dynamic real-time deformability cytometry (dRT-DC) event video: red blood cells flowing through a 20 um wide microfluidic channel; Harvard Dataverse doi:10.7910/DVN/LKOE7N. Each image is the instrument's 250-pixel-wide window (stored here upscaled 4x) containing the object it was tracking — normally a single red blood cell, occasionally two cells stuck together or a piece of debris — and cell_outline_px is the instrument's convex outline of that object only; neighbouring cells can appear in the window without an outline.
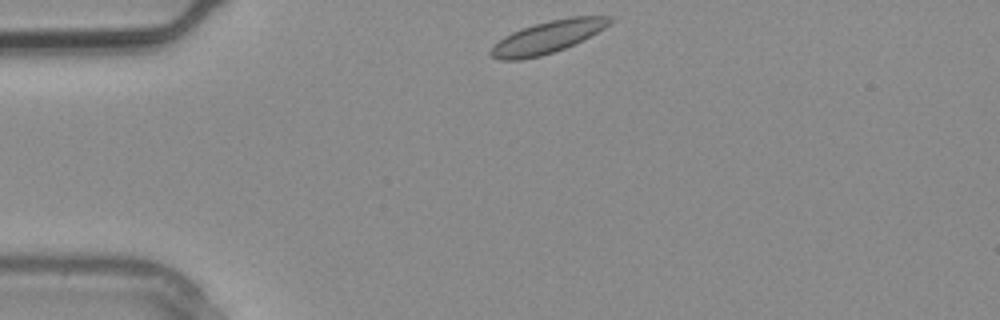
{"species": "common noctule bat (a hibernating species)", "species_latin": "Nyctalus noctula", "temperature_condition": "warm", "stored_images_in_passage": 4, "camera_frame_rate_fps": 3000, "um_per_image_px": 0.085, "animal": {"sex": "male", "body_mass_g": 20.4}, "frame": {"image": 1, "passage_image": 1, "time_ms": 0.0, "image_size_px": [1000, 320], "cell_outline_px": [[616, 16], [604, 28], [584, 40], [564, 48], [540, 56], [520, 60], [500, 60], [488, 56], [488, 52], [504, 36], [512, 32], [536, 24], [568, 16]], "centroid_in_image_um": [46.55, 3.16], "position_along_channel_um": 38.5, "area_um2": 22.2}}
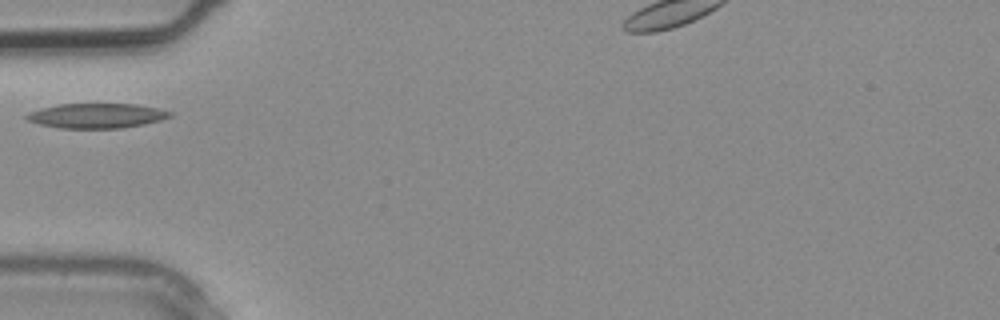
{"frame": {"image": 2, "passage_image": 3, "time_ms": 0.667, "image_size_px": [1000, 320], "cell_outline_px": [[172, 116], [160, 120], [144, 124], [120, 128], [60, 128], [40, 124], [28, 120], [24, 116], [28, 112], [40, 108], [56, 104], [136, 104], [160, 108], [172, 112]], "centroid_in_image_um": [8.21, 9.83], "position_along_channel_um": 76.8, "area_um2": 20.75}}